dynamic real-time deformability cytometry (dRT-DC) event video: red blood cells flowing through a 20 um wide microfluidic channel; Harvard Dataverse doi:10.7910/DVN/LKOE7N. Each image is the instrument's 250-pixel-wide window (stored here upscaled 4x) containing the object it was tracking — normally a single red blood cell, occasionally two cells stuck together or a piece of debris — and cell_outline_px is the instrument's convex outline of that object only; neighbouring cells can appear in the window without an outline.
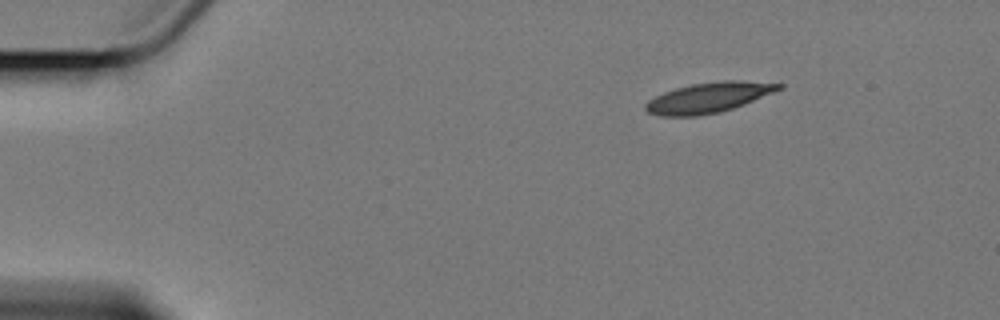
{"species": "Egyptian fruit bat (a non-hibernating species)", "species_latin": "Rousettus aegyptiacus", "temperature_condition": "cold", "stored_images_in_passage": 3, "camera_frame_rate_fps": 3000, "um_per_image_px": 0.085, "animal": {"sex": "female"}, "frame": {"image": 1, "passage_image": 1, "time_ms": 0.0, "image_size_px": [1000, 320], "cell_outline_px": [[784, 88], [744, 104], [720, 112], [696, 116], [660, 116], [648, 112], [644, 108], [644, 104], [648, 100], [664, 92], [676, 88], [692, 84], [724, 80], [740, 80], [784, 84]], "centroid_in_image_um": [60.23, 8.29], "position_along_channel_um": 24.8, "area_um2": 23.41}}